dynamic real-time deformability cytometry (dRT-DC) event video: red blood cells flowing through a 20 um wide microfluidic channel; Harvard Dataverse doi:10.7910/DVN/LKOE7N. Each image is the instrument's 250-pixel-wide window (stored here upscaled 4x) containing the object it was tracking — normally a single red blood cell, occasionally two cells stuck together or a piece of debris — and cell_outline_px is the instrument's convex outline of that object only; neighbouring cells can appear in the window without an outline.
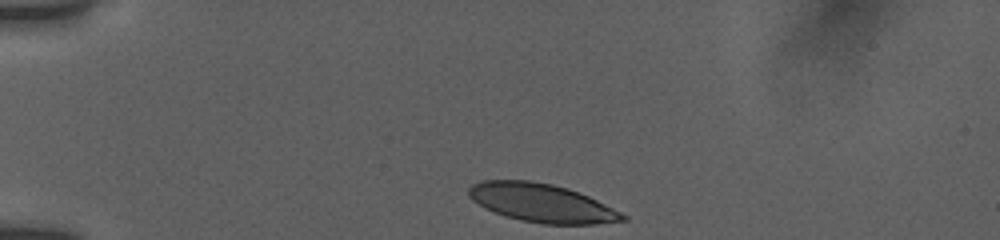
{"species": "human", "species_latin": "Homo sapiens", "temperature_condition": "room temperature", "stored_images_in_passage": 36, "camera_frame_rate_fps": 3000, "um_per_image_px": 0.085, "donor": {"sex": "female"}, "frame": {"image": 1, "passage_image": 1, "time_ms": 0.0, "image_size_px": [1000, 240], "cell_outline_px": [[628, 220], [592, 224], [540, 224], [520, 220], [484, 208], [472, 200], [468, 196], [468, 188], [472, 184], [484, 180], [528, 180], [552, 184], [568, 188], [588, 196], [628, 216]], "centroid_in_image_um": [46.02, 17.25], "position_along_channel_um": 39.0, "area_um2": 34.33}}
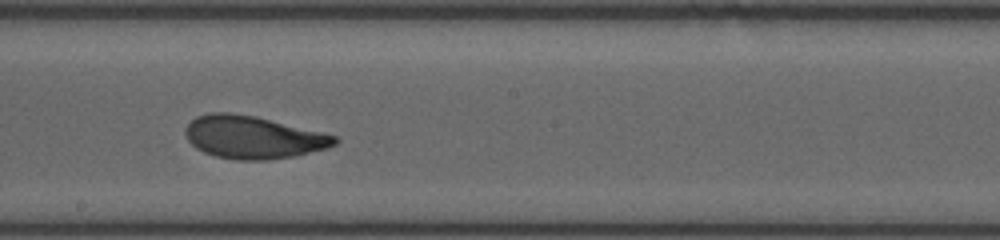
{"frame": {"image": 2, "passage_image": 20, "time_ms": 6.333, "image_size_px": [1000, 240], "cell_outline_px": [[340, 140], [336, 144], [328, 148], [292, 156], [268, 160], [236, 160], [216, 156], [204, 152], [196, 148], [188, 140], [184, 132], [184, 128], [196, 116], [208, 112], [232, 112], [256, 116], [324, 132], [336, 136]], "centroid_in_image_um": [21.51, 11.65], "position_along_channel_um": 226.7, "area_um2": 37.4}}
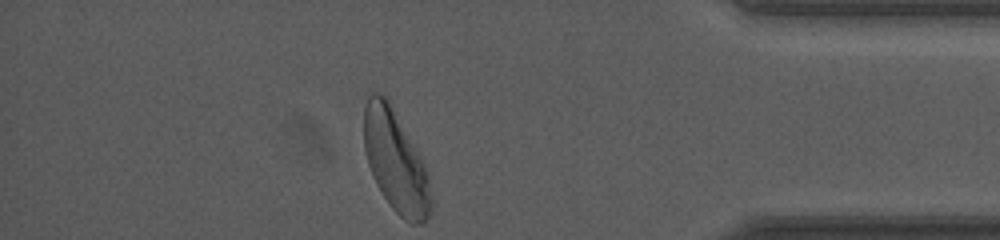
{"frame": {"image": 3, "passage_image": 36, "time_ms": 11.667, "image_size_px": [1000, 240], "cell_outline_px": [[432, 208], [428, 216], [420, 224], [412, 224], [404, 220], [392, 208], [376, 184], [372, 176], [368, 164], [364, 148], [364, 108], [368, 96], [372, 92], [376, 92], [384, 96], [388, 100], [416, 148], [428, 172], [432, 200]], "centroid_in_image_um": [33.63, 13.73], "position_along_channel_um": 401.6, "area_um2": 39.54}, "authors_computed_cell_mechanics": {"area_um2": 37.1076, "velocity_mm_per_s": 3.808, "shape_relaxation_time_tau1_ms": 3.0552, "shape_relaxation_time_tau2_ms": 1.1883, "deformation_change_tau1": 0.1658, "deformation_change_tau2": 0.0801}}